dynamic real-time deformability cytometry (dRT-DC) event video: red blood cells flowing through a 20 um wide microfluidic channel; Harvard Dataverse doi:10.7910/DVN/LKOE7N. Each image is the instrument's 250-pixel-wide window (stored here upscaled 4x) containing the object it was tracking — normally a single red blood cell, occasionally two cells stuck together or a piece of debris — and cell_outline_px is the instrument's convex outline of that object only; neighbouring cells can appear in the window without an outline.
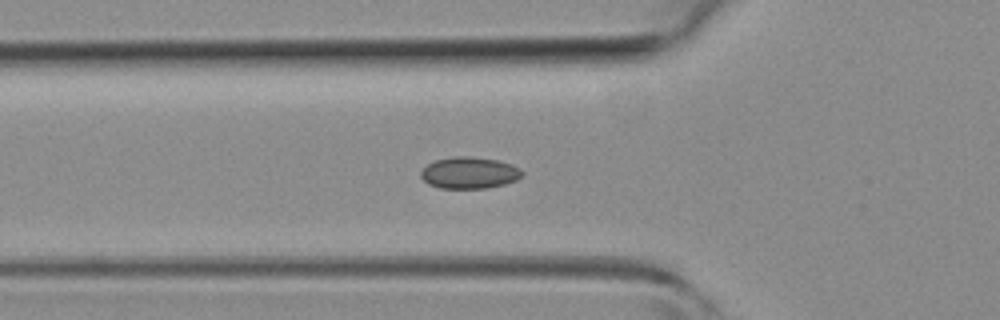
{"species": "common noctule bat (a hibernating species)", "species_latin": "Nyctalus noctula", "temperature_condition": "room temperature", "stored_images_in_passage": 43, "camera_frame_rate_fps": 3000, "um_per_image_px": 0.085, "animal": {"sex": "female", "body_mass_g": 19.3, "forearm_length_mm": 54.1}, "frame": {"image": 1, "passage_image": 12, "time_ms": 3.667, "image_size_px": [1000, 320], "cell_outline_px": [[524, 176], [516, 180], [504, 184], [484, 188], [440, 188], [428, 184], [420, 176], [420, 172], [428, 164], [436, 160], [452, 156], [472, 156], [496, 160], [512, 164], [520, 168], [524, 172]], "centroid_in_image_um": [39.91, 14.68], "position_along_channel_um": 85.9, "area_um2": 18.73}}
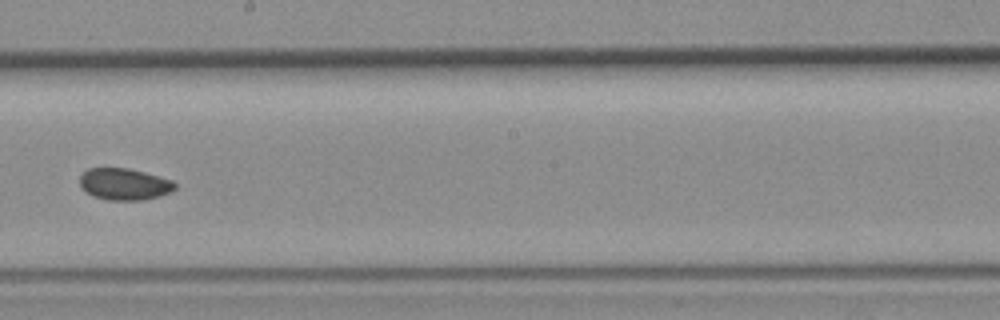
{"frame": {"image": 2, "passage_image": 22, "time_ms": 7.0, "image_size_px": [1000, 320], "cell_outline_px": [[176, 188], [160, 196], [144, 200], [108, 200], [92, 196], [84, 192], [80, 188], [80, 176], [88, 168], [128, 168], [144, 172], [172, 180], [176, 184]], "centroid_in_image_um": [10.53, 15.66], "position_along_channel_um": 237.7, "area_um2": 17.69}}
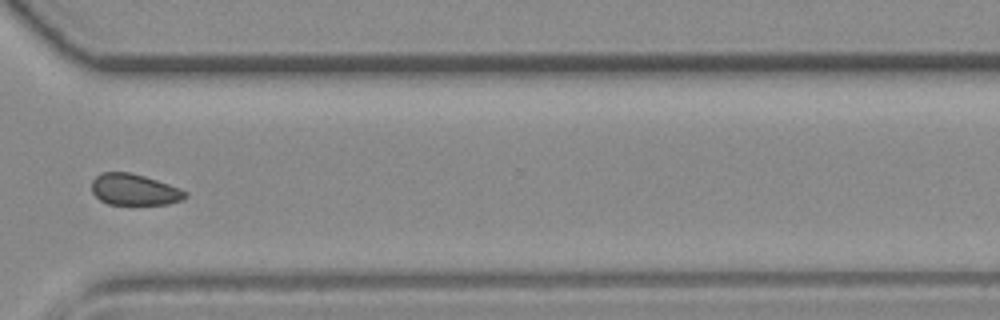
{"frame": {"image": 3, "passage_image": 30, "time_ms": 9.667, "image_size_px": [1000, 320], "cell_outline_px": [[188, 196], [180, 200], [168, 204], [108, 204], [100, 200], [92, 192], [92, 180], [100, 172], [128, 172], [144, 176], [180, 188], [188, 192]], "centroid_in_image_um": [11.41, 16.11], "position_along_channel_um": 359.2, "area_um2": 16.99}}